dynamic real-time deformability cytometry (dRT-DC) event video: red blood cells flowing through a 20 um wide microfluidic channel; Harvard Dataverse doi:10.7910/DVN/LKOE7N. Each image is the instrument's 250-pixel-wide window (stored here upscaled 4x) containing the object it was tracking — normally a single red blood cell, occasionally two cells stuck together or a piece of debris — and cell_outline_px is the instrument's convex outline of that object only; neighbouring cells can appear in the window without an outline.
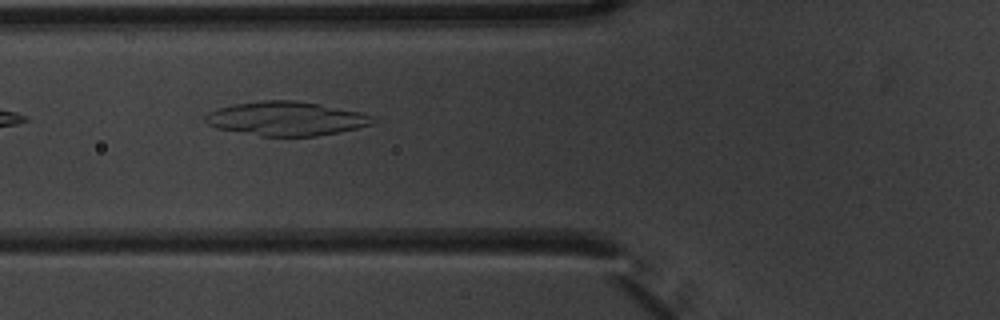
{"species": "common noctule bat (a hibernating species)", "species_latin": "Nyctalus noctula", "temperature_condition": "warm", "stored_images_in_passage": 10, "camera_frame_rate_fps": 3000, "um_per_image_px": 0.085, "animal": {"sex": "male", "body_mass_g": 20.1, "forearm_length_mm": 53.5}, "frame": {"image": 1, "passage_image": 7, "time_ms": 2.0, "image_size_px": [1000, 320], "cell_outline_px": [[376, 120], [372, 124], [356, 128], [316, 136], [260, 136], [216, 128], [208, 124], [204, 120], [204, 116], [208, 112], [220, 108], [236, 104], [264, 100], [296, 100], [360, 112], [376, 116]], "centroid_in_image_um": [24.32, 10.08], "position_along_channel_um": 101.5, "area_um2": 33.0}}
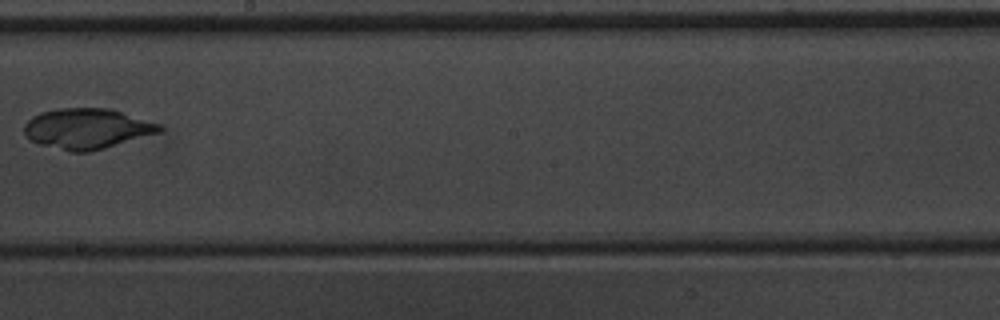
{"frame": {"image": 2, "passage_image": 10, "time_ms": 3.0, "image_size_px": [1000, 320], "cell_outline_px": [[164, 128], [160, 132], [104, 148], [88, 152], [68, 152], [40, 144], [28, 140], [24, 136], [24, 124], [32, 116], [40, 112], [60, 108], [112, 108], [160, 124]], "centroid_in_image_um": [7.36, 10.93], "position_along_channel_um": 240.8, "area_um2": 32.08}}